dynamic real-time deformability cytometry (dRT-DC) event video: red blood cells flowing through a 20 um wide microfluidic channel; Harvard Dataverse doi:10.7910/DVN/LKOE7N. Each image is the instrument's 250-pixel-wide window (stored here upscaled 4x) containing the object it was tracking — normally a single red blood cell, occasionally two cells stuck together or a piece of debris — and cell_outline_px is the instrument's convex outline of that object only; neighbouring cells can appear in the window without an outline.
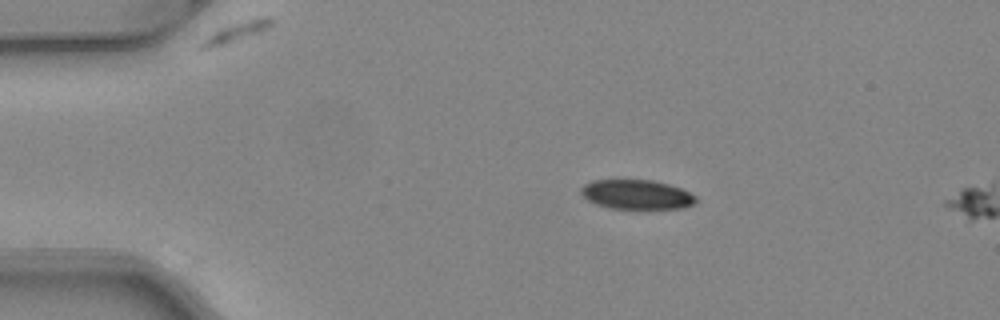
{"species": "common noctule bat (a hibernating species)", "species_latin": "Nyctalus noctula", "temperature_condition": "warm", "stored_images_in_passage": 3, "camera_frame_rate_fps": 3000, "um_per_image_px": 0.085, "animal": {"sex": "female", "body_mass_g": 24.6, "forearm_length_mm": 56.2}, "frame": {"image": 1, "passage_image": 1, "time_ms": 0.0, "image_size_px": [1000, 320], "cell_outline_px": [[696, 204], [684, 208], [640, 212], [636, 212], [608, 208], [596, 204], [588, 200], [580, 192], [580, 188], [584, 184], [592, 180], [652, 180], [668, 184], [680, 188], [696, 196]], "centroid_in_image_um": [54.14, 16.6], "position_along_channel_um": 30.9, "area_um2": 20.81}}